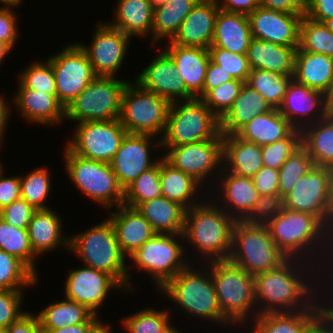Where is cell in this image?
Listing matches in <instances>:
<instances>
[{
	"instance_id": "obj_18",
	"label": "cell",
	"mask_w": 333,
	"mask_h": 333,
	"mask_svg": "<svg viewBox=\"0 0 333 333\" xmlns=\"http://www.w3.org/2000/svg\"><path fill=\"white\" fill-rule=\"evenodd\" d=\"M63 297L86 306L95 315L104 307L110 290L124 288L109 274L83 266L71 268L64 281Z\"/></svg>"
},
{
	"instance_id": "obj_35",
	"label": "cell",
	"mask_w": 333,
	"mask_h": 333,
	"mask_svg": "<svg viewBox=\"0 0 333 333\" xmlns=\"http://www.w3.org/2000/svg\"><path fill=\"white\" fill-rule=\"evenodd\" d=\"M272 109L264 97L244 83L233 105L220 119V133L223 136L235 135L254 117Z\"/></svg>"
},
{
	"instance_id": "obj_23",
	"label": "cell",
	"mask_w": 333,
	"mask_h": 333,
	"mask_svg": "<svg viewBox=\"0 0 333 333\" xmlns=\"http://www.w3.org/2000/svg\"><path fill=\"white\" fill-rule=\"evenodd\" d=\"M305 13H283L257 7L248 14L253 38L288 47H299V24Z\"/></svg>"
},
{
	"instance_id": "obj_15",
	"label": "cell",
	"mask_w": 333,
	"mask_h": 333,
	"mask_svg": "<svg viewBox=\"0 0 333 333\" xmlns=\"http://www.w3.org/2000/svg\"><path fill=\"white\" fill-rule=\"evenodd\" d=\"M47 59L55 75L57 98L64 108L97 77L86 52L77 42L66 45Z\"/></svg>"
},
{
	"instance_id": "obj_44",
	"label": "cell",
	"mask_w": 333,
	"mask_h": 333,
	"mask_svg": "<svg viewBox=\"0 0 333 333\" xmlns=\"http://www.w3.org/2000/svg\"><path fill=\"white\" fill-rule=\"evenodd\" d=\"M39 278L18 258L0 250V290L38 286Z\"/></svg>"
},
{
	"instance_id": "obj_45",
	"label": "cell",
	"mask_w": 333,
	"mask_h": 333,
	"mask_svg": "<svg viewBox=\"0 0 333 333\" xmlns=\"http://www.w3.org/2000/svg\"><path fill=\"white\" fill-rule=\"evenodd\" d=\"M47 167L31 169L26 175H20L21 198L26 200L35 209H48L46 204L51 194V174Z\"/></svg>"
},
{
	"instance_id": "obj_49",
	"label": "cell",
	"mask_w": 333,
	"mask_h": 333,
	"mask_svg": "<svg viewBox=\"0 0 333 333\" xmlns=\"http://www.w3.org/2000/svg\"><path fill=\"white\" fill-rule=\"evenodd\" d=\"M17 88H30L46 94H57L52 64L48 59L31 62L18 73Z\"/></svg>"
},
{
	"instance_id": "obj_38",
	"label": "cell",
	"mask_w": 333,
	"mask_h": 333,
	"mask_svg": "<svg viewBox=\"0 0 333 333\" xmlns=\"http://www.w3.org/2000/svg\"><path fill=\"white\" fill-rule=\"evenodd\" d=\"M295 127L279 112L272 109L247 122L235 135L240 139L264 146L287 137Z\"/></svg>"
},
{
	"instance_id": "obj_17",
	"label": "cell",
	"mask_w": 333,
	"mask_h": 333,
	"mask_svg": "<svg viewBox=\"0 0 333 333\" xmlns=\"http://www.w3.org/2000/svg\"><path fill=\"white\" fill-rule=\"evenodd\" d=\"M155 137L149 134L127 133L123 138L118 151L110 162V166L123 189L128 187L143 172L155 166L162 157V155L151 157V152L155 151V148L161 151V139Z\"/></svg>"
},
{
	"instance_id": "obj_54",
	"label": "cell",
	"mask_w": 333,
	"mask_h": 333,
	"mask_svg": "<svg viewBox=\"0 0 333 333\" xmlns=\"http://www.w3.org/2000/svg\"><path fill=\"white\" fill-rule=\"evenodd\" d=\"M284 209L280 194L260 195L250 215L244 220L248 224L266 225Z\"/></svg>"
},
{
	"instance_id": "obj_24",
	"label": "cell",
	"mask_w": 333,
	"mask_h": 333,
	"mask_svg": "<svg viewBox=\"0 0 333 333\" xmlns=\"http://www.w3.org/2000/svg\"><path fill=\"white\" fill-rule=\"evenodd\" d=\"M219 7L214 0H199L167 44L209 48Z\"/></svg>"
},
{
	"instance_id": "obj_73",
	"label": "cell",
	"mask_w": 333,
	"mask_h": 333,
	"mask_svg": "<svg viewBox=\"0 0 333 333\" xmlns=\"http://www.w3.org/2000/svg\"><path fill=\"white\" fill-rule=\"evenodd\" d=\"M24 0H0V7L13 8L19 7Z\"/></svg>"
},
{
	"instance_id": "obj_66",
	"label": "cell",
	"mask_w": 333,
	"mask_h": 333,
	"mask_svg": "<svg viewBox=\"0 0 333 333\" xmlns=\"http://www.w3.org/2000/svg\"><path fill=\"white\" fill-rule=\"evenodd\" d=\"M103 321L99 315H93L87 322L51 330L48 333H92Z\"/></svg>"
},
{
	"instance_id": "obj_40",
	"label": "cell",
	"mask_w": 333,
	"mask_h": 333,
	"mask_svg": "<svg viewBox=\"0 0 333 333\" xmlns=\"http://www.w3.org/2000/svg\"><path fill=\"white\" fill-rule=\"evenodd\" d=\"M301 145L315 166H333V120L328 116L301 130Z\"/></svg>"
},
{
	"instance_id": "obj_61",
	"label": "cell",
	"mask_w": 333,
	"mask_h": 333,
	"mask_svg": "<svg viewBox=\"0 0 333 333\" xmlns=\"http://www.w3.org/2000/svg\"><path fill=\"white\" fill-rule=\"evenodd\" d=\"M260 7L283 13H305L307 0H260Z\"/></svg>"
},
{
	"instance_id": "obj_29",
	"label": "cell",
	"mask_w": 333,
	"mask_h": 333,
	"mask_svg": "<svg viewBox=\"0 0 333 333\" xmlns=\"http://www.w3.org/2000/svg\"><path fill=\"white\" fill-rule=\"evenodd\" d=\"M61 218L52 208L38 209L34 212L27 230L31 248L38 258L41 259L45 253L57 248L64 247L69 250L70 236L63 234Z\"/></svg>"
},
{
	"instance_id": "obj_20",
	"label": "cell",
	"mask_w": 333,
	"mask_h": 333,
	"mask_svg": "<svg viewBox=\"0 0 333 333\" xmlns=\"http://www.w3.org/2000/svg\"><path fill=\"white\" fill-rule=\"evenodd\" d=\"M133 81L144 90L155 93L170 103L195 98L186 89L174 61L164 50L155 55Z\"/></svg>"
},
{
	"instance_id": "obj_80",
	"label": "cell",
	"mask_w": 333,
	"mask_h": 333,
	"mask_svg": "<svg viewBox=\"0 0 333 333\" xmlns=\"http://www.w3.org/2000/svg\"><path fill=\"white\" fill-rule=\"evenodd\" d=\"M0 147H2V146L0 145ZM3 166H4L3 162H2V160H0V176L5 172V168Z\"/></svg>"
},
{
	"instance_id": "obj_67",
	"label": "cell",
	"mask_w": 333,
	"mask_h": 333,
	"mask_svg": "<svg viewBox=\"0 0 333 333\" xmlns=\"http://www.w3.org/2000/svg\"><path fill=\"white\" fill-rule=\"evenodd\" d=\"M3 94L0 95V145L3 146L5 140V134L7 133L8 124L11 119V104L4 98ZM9 102V104L7 103Z\"/></svg>"
},
{
	"instance_id": "obj_11",
	"label": "cell",
	"mask_w": 333,
	"mask_h": 333,
	"mask_svg": "<svg viewBox=\"0 0 333 333\" xmlns=\"http://www.w3.org/2000/svg\"><path fill=\"white\" fill-rule=\"evenodd\" d=\"M118 78L97 76L65 108V119L75 123L119 119L129 80Z\"/></svg>"
},
{
	"instance_id": "obj_51",
	"label": "cell",
	"mask_w": 333,
	"mask_h": 333,
	"mask_svg": "<svg viewBox=\"0 0 333 333\" xmlns=\"http://www.w3.org/2000/svg\"><path fill=\"white\" fill-rule=\"evenodd\" d=\"M301 145V130L294 129L287 137L261 146L263 165L279 170L288 157Z\"/></svg>"
},
{
	"instance_id": "obj_53",
	"label": "cell",
	"mask_w": 333,
	"mask_h": 333,
	"mask_svg": "<svg viewBox=\"0 0 333 333\" xmlns=\"http://www.w3.org/2000/svg\"><path fill=\"white\" fill-rule=\"evenodd\" d=\"M210 60L230 73L233 79L246 82L251 68L246 54L233 53L219 47L210 46Z\"/></svg>"
},
{
	"instance_id": "obj_75",
	"label": "cell",
	"mask_w": 333,
	"mask_h": 333,
	"mask_svg": "<svg viewBox=\"0 0 333 333\" xmlns=\"http://www.w3.org/2000/svg\"><path fill=\"white\" fill-rule=\"evenodd\" d=\"M327 102V116L333 120V98H326Z\"/></svg>"
},
{
	"instance_id": "obj_58",
	"label": "cell",
	"mask_w": 333,
	"mask_h": 333,
	"mask_svg": "<svg viewBox=\"0 0 333 333\" xmlns=\"http://www.w3.org/2000/svg\"><path fill=\"white\" fill-rule=\"evenodd\" d=\"M252 180L260 195L279 194V170L263 166Z\"/></svg>"
},
{
	"instance_id": "obj_10",
	"label": "cell",
	"mask_w": 333,
	"mask_h": 333,
	"mask_svg": "<svg viewBox=\"0 0 333 333\" xmlns=\"http://www.w3.org/2000/svg\"><path fill=\"white\" fill-rule=\"evenodd\" d=\"M286 259L271 238L267 225L235 221L230 262L256 276L277 268Z\"/></svg>"
},
{
	"instance_id": "obj_31",
	"label": "cell",
	"mask_w": 333,
	"mask_h": 333,
	"mask_svg": "<svg viewBox=\"0 0 333 333\" xmlns=\"http://www.w3.org/2000/svg\"><path fill=\"white\" fill-rule=\"evenodd\" d=\"M252 39L246 14L227 12L219 8L211 46L246 54Z\"/></svg>"
},
{
	"instance_id": "obj_74",
	"label": "cell",
	"mask_w": 333,
	"mask_h": 333,
	"mask_svg": "<svg viewBox=\"0 0 333 333\" xmlns=\"http://www.w3.org/2000/svg\"><path fill=\"white\" fill-rule=\"evenodd\" d=\"M112 325L102 321L92 333H113L111 332Z\"/></svg>"
},
{
	"instance_id": "obj_33",
	"label": "cell",
	"mask_w": 333,
	"mask_h": 333,
	"mask_svg": "<svg viewBox=\"0 0 333 333\" xmlns=\"http://www.w3.org/2000/svg\"><path fill=\"white\" fill-rule=\"evenodd\" d=\"M292 78L327 95L333 83V57L303 51L298 47Z\"/></svg>"
},
{
	"instance_id": "obj_68",
	"label": "cell",
	"mask_w": 333,
	"mask_h": 333,
	"mask_svg": "<svg viewBox=\"0 0 333 333\" xmlns=\"http://www.w3.org/2000/svg\"><path fill=\"white\" fill-rule=\"evenodd\" d=\"M311 333H333V317L326 310L317 318Z\"/></svg>"
},
{
	"instance_id": "obj_76",
	"label": "cell",
	"mask_w": 333,
	"mask_h": 333,
	"mask_svg": "<svg viewBox=\"0 0 333 333\" xmlns=\"http://www.w3.org/2000/svg\"><path fill=\"white\" fill-rule=\"evenodd\" d=\"M173 323L163 333H182Z\"/></svg>"
},
{
	"instance_id": "obj_43",
	"label": "cell",
	"mask_w": 333,
	"mask_h": 333,
	"mask_svg": "<svg viewBox=\"0 0 333 333\" xmlns=\"http://www.w3.org/2000/svg\"><path fill=\"white\" fill-rule=\"evenodd\" d=\"M292 77L263 69H251L245 83L264 97L272 108L278 109Z\"/></svg>"
},
{
	"instance_id": "obj_30",
	"label": "cell",
	"mask_w": 333,
	"mask_h": 333,
	"mask_svg": "<svg viewBox=\"0 0 333 333\" xmlns=\"http://www.w3.org/2000/svg\"><path fill=\"white\" fill-rule=\"evenodd\" d=\"M160 185L162 196L181 204L186 209L200 204L201 199L204 200L208 194L207 191L204 193V187L192 176L176 169L163 157L160 158ZM199 195L201 199H198Z\"/></svg>"
},
{
	"instance_id": "obj_63",
	"label": "cell",
	"mask_w": 333,
	"mask_h": 333,
	"mask_svg": "<svg viewBox=\"0 0 333 333\" xmlns=\"http://www.w3.org/2000/svg\"><path fill=\"white\" fill-rule=\"evenodd\" d=\"M34 312H26L21 315L8 330L10 333H42L38 316Z\"/></svg>"
},
{
	"instance_id": "obj_12",
	"label": "cell",
	"mask_w": 333,
	"mask_h": 333,
	"mask_svg": "<svg viewBox=\"0 0 333 333\" xmlns=\"http://www.w3.org/2000/svg\"><path fill=\"white\" fill-rule=\"evenodd\" d=\"M131 81L122 95L121 125L127 133L149 134L161 139L167 126L170 102Z\"/></svg>"
},
{
	"instance_id": "obj_50",
	"label": "cell",
	"mask_w": 333,
	"mask_h": 333,
	"mask_svg": "<svg viewBox=\"0 0 333 333\" xmlns=\"http://www.w3.org/2000/svg\"><path fill=\"white\" fill-rule=\"evenodd\" d=\"M314 166L308 151L300 145L279 169V194L284 197Z\"/></svg>"
},
{
	"instance_id": "obj_6",
	"label": "cell",
	"mask_w": 333,
	"mask_h": 333,
	"mask_svg": "<svg viewBox=\"0 0 333 333\" xmlns=\"http://www.w3.org/2000/svg\"><path fill=\"white\" fill-rule=\"evenodd\" d=\"M208 268L222 314L238 329L246 327L257 316L254 276L229 260L208 262Z\"/></svg>"
},
{
	"instance_id": "obj_2",
	"label": "cell",
	"mask_w": 333,
	"mask_h": 333,
	"mask_svg": "<svg viewBox=\"0 0 333 333\" xmlns=\"http://www.w3.org/2000/svg\"><path fill=\"white\" fill-rule=\"evenodd\" d=\"M207 198L186 210L183 232L186 250L195 249L192 252L195 251V256L199 255L200 259L198 261L197 257H193L195 262L228 260L232 249L235 220L210 196Z\"/></svg>"
},
{
	"instance_id": "obj_42",
	"label": "cell",
	"mask_w": 333,
	"mask_h": 333,
	"mask_svg": "<svg viewBox=\"0 0 333 333\" xmlns=\"http://www.w3.org/2000/svg\"><path fill=\"white\" fill-rule=\"evenodd\" d=\"M0 250L21 260L38 278L36 260L38 258L30 245L28 230L8 224L0 217Z\"/></svg>"
},
{
	"instance_id": "obj_46",
	"label": "cell",
	"mask_w": 333,
	"mask_h": 333,
	"mask_svg": "<svg viewBox=\"0 0 333 333\" xmlns=\"http://www.w3.org/2000/svg\"><path fill=\"white\" fill-rule=\"evenodd\" d=\"M299 48L333 57V32L323 23L303 15L299 24Z\"/></svg>"
},
{
	"instance_id": "obj_36",
	"label": "cell",
	"mask_w": 333,
	"mask_h": 333,
	"mask_svg": "<svg viewBox=\"0 0 333 333\" xmlns=\"http://www.w3.org/2000/svg\"><path fill=\"white\" fill-rule=\"evenodd\" d=\"M153 0H118L111 26L130 37H151L153 24Z\"/></svg>"
},
{
	"instance_id": "obj_21",
	"label": "cell",
	"mask_w": 333,
	"mask_h": 333,
	"mask_svg": "<svg viewBox=\"0 0 333 333\" xmlns=\"http://www.w3.org/2000/svg\"><path fill=\"white\" fill-rule=\"evenodd\" d=\"M328 182V168L314 166L283 197L284 207L293 211L313 214L325 224L328 217Z\"/></svg>"
},
{
	"instance_id": "obj_48",
	"label": "cell",
	"mask_w": 333,
	"mask_h": 333,
	"mask_svg": "<svg viewBox=\"0 0 333 333\" xmlns=\"http://www.w3.org/2000/svg\"><path fill=\"white\" fill-rule=\"evenodd\" d=\"M171 315L168 309L155 310L145 307L121 319L127 333H163L171 325Z\"/></svg>"
},
{
	"instance_id": "obj_39",
	"label": "cell",
	"mask_w": 333,
	"mask_h": 333,
	"mask_svg": "<svg viewBox=\"0 0 333 333\" xmlns=\"http://www.w3.org/2000/svg\"><path fill=\"white\" fill-rule=\"evenodd\" d=\"M198 1L171 0L165 4H154L151 47H157L161 40L170 41Z\"/></svg>"
},
{
	"instance_id": "obj_37",
	"label": "cell",
	"mask_w": 333,
	"mask_h": 333,
	"mask_svg": "<svg viewBox=\"0 0 333 333\" xmlns=\"http://www.w3.org/2000/svg\"><path fill=\"white\" fill-rule=\"evenodd\" d=\"M137 209L157 233L183 234L186 208L160 196L141 203Z\"/></svg>"
},
{
	"instance_id": "obj_4",
	"label": "cell",
	"mask_w": 333,
	"mask_h": 333,
	"mask_svg": "<svg viewBox=\"0 0 333 333\" xmlns=\"http://www.w3.org/2000/svg\"><path fill=\"white\" fill-rule=\"evenodd\" d=\"M266 225L271 238L287 258L302 259L320 269L327 252L325 224L317 216L284 207Z\"/></svg>"
},
{
	"instance_id": "obj_59",
	"label": "cell",
	"mask_w": 333,
	"mask_h": 333,
	"mask_svg": "<svg viewBox=\"0 0 333 333\" xmlns=\"http://www.w3.org/2000/svg\"><path fill=\"white\" fill-rule=\"evenodd\" d=\"M21 197L20 174L0 176V210Z\"/></svg>"
},
{
	"instance_id": "obj_5",
	"label": "cell",
	"mask_w": 333,
	"mask_h": 333,
	"mask_svg": "<svg viewBox=\"0 0 333 333\" xmlns=\"http://www.w3.org/2000/svg\"><path fill=\"white\" fill-rule=\"evenodd\" d=\"M69 252L83 265L111 275L125 292L136 290L135 284L130 281L133 274L128 273L132 269L126 264L129 259L123 254L108 218L85 231L70 235Z\"/></svg>"
},
{
	"instance_id": "obj_25",
	"label": "cell",
	"mask_w": 333,
	"mask_h": 333,
	"mask_svg": "<svg viewBox=\"0 0 333 333\" xmlns=\"http://www.w3.org/2000/svg\"><path fill=\"white\" fill-rule=\"evenodd\" d=\"M324 311L323 298L320 296L309 309L260 314L253 319L254 322L248 323L251 326L245 328H250L249 333H311L317 318Z\"/></svg>"
},
{
	"instance_id": "obj_56",
	"label": "cell",
	"mask_w": 333,
	"mask_h": 333,
	"mask_svg": "<svg viewBox=\"0 0 333 333\" xmlns=\"http://www.w3.org/2000/svg\"><path fill=\"white\" fill-rule=\"evenodd\" d=\"M35 209L23 198H19L0 210V217L8 224L20 229H27Z\"/></svg>"
},
{
	"instance_id": "obj_55",
	"label": "cell",
	"mask_w": 333,
	"mask_h": 333,
	"mask_svg": "<svg viewBox=\"0 0 333 333\" xmlns=\"http://www.w3.org/2000/svg\"><path fill=\"white\" fill-rule=\"evenodd\" d=\"M24 290H0V326L8 328L26 311L22 310Z\"/></svg>"
},
{
	"instance_id": "obj_9",
	"label": "cell",
	"mask_w": 333,
	"mask_h": 333,
	"mask_svg": "<svg viewBox=\"0 0 333 333\" xmlns=\"http://www.w3.org/2000/svg\"><path fill=\"white\" fill-rule=\"evenodd\" d=\"M220 134V119L200 98L170 103L161 147H174L214 139Z\"/></svg>"
},
{
	"instance_id": "obj_28",
	"label": "cell",
	"mask_w": 333,
	"mask_h": 333,
	"mask_svg": "<svg viewBox=\"0 0 333 333\" xmlns=\"http://www.w3.org/2000/svg\"><path fill=\"white\" fill-rule=\"evenodd\" d=\"M163 50L174 61L186 89L197 98H203V85L210 61L208 48L165 44Z\"/></svg>"
},
{
	"instance_id": "obj_7",
	"label": "cell",
	"mask_w": 333,
	"mask_h": 333,
	"mask_svg": "<svg viewBox=\"0 0 333 333\" xmlns=\"http://www.w3.org/2000/svg\"><path fill=\"white\" fill-rule=\"evenodd\" d=\"M64 170L74 187L84 197L102 205L107 211L118 207L124 201V189L119 184L110 163L87 159L63 148Z\"/></svg>"
},
{
	"instance_id": "obj_72",
	"label": "cell",
	"mask_w": 333,
	"mask_h": 333,
	"mask_svg": "<svg viewBox=\"0 0 333 333\" xmlns=\"http://www.w3.org/2000/svg\"><path fill=\"white\" fill-rule=\"evenodd\" d=\"M12 50L13 49L7 43L0 41V64L3 63L2 61H4Z\"/></svg>"
},
{
	"instance_id": "obj_62",
	"label": "cell",
	"mask_w": 333,
	"mask_h": 333,
	"mask_svg": "<svg viewBox=\"0 0 333 333\" xmlns=\"http://www.w3.org/2000/svg\"><path fill=\"white\" fill-rule=\"evenodd\" d=\"M233 80V77L230 73H226L222 67L209 61L207 72L205 75V81L203 85V97L213 88L218 87L219 85Z\"/></svg>"
},
{
	"instance_id": "obj_52",
	"label": "cell",
	"mask_w": 333,
	"mask_h": 333,
	"mask_svg": "<svg viewBox=\"0 0 333 333\" xmlns=\"http://www.w3.org/2000/svg\"><path fill=\"white\" fill-rule=\"evenodd\" d=\"M245 82L233 79L211 89L202 100L221 119L231 108Z\"/></svg>"
},
{
	"instance_id": "obj_79",
	"label": "cell",
	"mask_w": 333,
	"mask_h": 333,
	"mask_svg": "<svg viewBox=\"0 0 333 333\" xmlns=\"http://www.w3.org/2000/svg\"><path fill=\"white\" fill-rule=\"evenodd\" d=\"M326 98H333V83H332L330 91L326 95Z\"/></svg>"
},
{
	"instance_id": "obj_64",
	"label": "cell",
	"mask_w": 333,
	"mask_h": 333,
	"mask_svg": "<svg viewBox=\"0 0 333 333\" xmlns=\"http://www.w3.org/2000/svg\"><path fill=\"white\" fill-rule=\"evenodd\" d=\"M218 7L227 12L250 14L260 6V0H214Z\"/></svg>"
},
{
	"instance_id": "obj_1",
	"label": "cell",
	"mask_w": 333,
	"mask_h": 333,
	"mask_svg": "<svg viewBox=\"0 0 333 333\" xmlns=\"http://www.w3.org/2000/svg\"><path fill=\"white\" fill-rule=\"evenodd\" d=\"M319 272L313 263L287 258L254 276L257 315L309 309L322 295Z\"/></svg>"
},
{
	"instance_id": "obj_32",
	"label": "cell",
	"mask_w": 333,
	"mask_h": 333,
	"mask_svg": "<svg viewBox=\"0 0 333 333\" xmlns=\"http://www.w3.org/2000/svg\"><path fill=\"white\" fill-rule=\"evenodd\" d=\"M297 48L253 38L246 56L251 69H263L281 75H293Z\"/></svg>"
},
{
	"instance_id": "obj_77",
	"label": "cell",
	"mask_w": 333,
	"mask_h": 333,
	"mask_svg": "<svg viewBox=\"0 0 333 333\" xmlns=\"http://www.w3.org/2000/svg\"><path fill=\"white\" fill-rule=\"evenodd\" d=\"M323 24L333 32V18L327 19Z\"/></svg>"
},
{
	"instance_id": "obj_19",
	"label": "cell",
	"mask_w": 333,
	"mask_h": 333,
	"mask_svg": "<svg viewBox=\"0 0 333 333\" xmlns=\"http://www.w3.org/2000/svg\"><path fill=\"white\" fill-rule=\"evenodd\" d=\"M217 180L209 189L208 196L211 195V199L216 200L215 203L235 221H244L260 196L252 178L237 176L222 169Z\"/></svg>"
},
{
	"instance_id": "obj_14",
	"label": "cell",
	"mask_w": 333,
	"mask_h": 333,
	"mask_svg": "<svg viewBox=\"0 0 333 333\" xmlns=\"http://www.w3.org/2000/svg\"><path fill=\"white\" fill-rule=\"evenodd\" d=\"M75 125L73 137L65 146L76 155L105 163L111 162L127 134L119 119Z\"/></svg>"
},
{
	"instance_id": "obj_22",
	"label": "cell",
	"mask_w": 333,
	"mask_h": 333,
	"mask_svg": "<svg viewBox=\"0 0 333 333\" xmlns=\"http://www.w3.org/2000/svg\"><path fill=\"white\" fill-rule=\"evenodd\" d=\"M278 110L296 129L302 130L327 116L326 95L292 78Z\"/></svg>"
},
{
	"instance_id": "obj_13",
	"label": "cell",
	"mask_w": 333,
	"mask_h": 333,
	"mask_svg": "<svg viewBox=\"0 0 333 333\" xmlns=\"http://www.w3.org/2000/svg\"><path fill=\"white\" fill-rule=\"evenodd\" d=\"M161 150L166 151H163L162 157L168 163L192 176L203 187L206 185L204 189L208 192L222 172L223 135L221 133L214 139L174 147H161Z\"/></svg>"
},
{
	"instance_id": "obj_34",
	"label": "cell",
	"mask_w": 333,
	"mask_h": 333,
	"mask_svg": "<svg viewBox=\"0 0 333 333\" xmlns=\"http://www.w3.org/2000/svg\"><path fill=\"white\" fill-rule=\"evenodd\" d=\"M261 146L236 135L223 136V169L242 177H254L263 167Z\"/></svg>"
},
{
	"instance_id": "obj_47",
	"label": "cell",
	"mask_w": 333,
	"mask_h": 333,
	"mask_svg": "<svg viewBox=\"0 0 333 333\" xmlns=\"http://www.w3.org/2000/svg\"><path fill=\"white\" fill-rule=\"evenodd\" d=\"M162 196L160 185V160L143 172L128 187L124 189L123 204L137 208L141 203Z\"/></svg>"
},
{
	"instance_id": "obj_78",
	"label": "cell",
	"mask_w": 333,
	"mask_h": 333,
	"mask_svg": "<svg viewBox=\"0 0 333 333\" xmlns=\"http://www.w3.org/2000/svg\"><path fill=\"white\" fill-rule=\"evenodd\" d=\"M171 0H153L154 4H165L169 3Z\"/></svg>"
},
{
	"instance_id": "obj_60",
	"label": "cell",
	"mask_w": 333,
	"mask_h": 333,
	"mask_svg": "<svg viewBox=\"0 0 333 333\" xmlns=\"http://www.w3.org/2000/svg\"><path fill=\"white\" fill-rule=\"evenodd\" d=\"M305 16L320 23L333 18V0H307Z\"/></svg>"
},
{
	"instance_id": "obj_3",
	"label": "cell",
	"mask_w": 333,
	"mask_h": 333,
	"mask_svg": "<svg viewBox=\"0 0 333 333\" xmlns=\"http://www.w3.org/2000/svg\"><path fill=\"white\" fill-rule=\"evenodd\" d=\"M193 264L171 278L158 293L163 292L184 315L187 313L195 319H203V322L207 320L233 330L235 326L221 312L208 262L197 268Z\"/></svg>"
},
{
	"instance_id": "obj_26",
	"label": "cell",
	"mask_w": 333,
	"mask_h": 333,
	"mask_svg": "<svg viewBox=\"0 0 333 333\" xmlns=\"http://www.w3.org/2000/svg\"><path fill=\"white\" fill-rule=\"evenodd\" d=\"M11 99L16 112L27 123L48 127L61 124L65 120V108L59 102L57 94H46L30 88H17Z\"/></svg>"
},
{
	"instance_id": "obj_41",
	"label": "cell",
	"mask_w": 333,
	"mask_h": 333,
	"mask_svg": "<svg viewBox=\"0 0 333 333\" xmlns=\"http://www.w3.org/2000/svg\"><path fill=\"white\" fill-rule=\"evenodd\" d=\"M44 307L39 313H36L42 333L85 323L94 315L86 306L65 298L58 302H50L48 306Z\"/></svg>"
},
{
	"instance_id": "obj_70",
	"label": "cell",
	"mask_w": 333,
	"mask_h": 333,
	"mask_svg": "<svg viewBox=\"0 0 333 333\" xmlns=\"http://www.w3.org/2000/svg\"><path fill=\"white\" fill-rule=\"evenodd\" d=\"M329 182H328V196H327V208L328 214L333 211V166L328 168Z\"/></svg>"
},
{
	"instance_id": "obj_8",
	"label": "cell",
	"mask_w": 333,
	"mask_h": 333,
	"mask_svg": "<svg viewBox=\"0 0 333 333\" xmlns=\"http://www.w3.org/2000/svg\"><path fill=\"white\" fill-rule=\"evenodd\" d=\"M188 254L183 234L156 233L129 257L128 263L137 268L134 273H147L159 291L190 264Z\"/></svg>"
},
{
	"instance_id": "obj_16",
	"label": "cell",
	"mask_w": 333,
	"mask_h": 333,
	"mask_svg": "<svg viewBox=\"0 0 333 333\" xmlns=\"http://www.w3.org/2000/svg\"><path fill=\"white\" fill-rule=\"evenodd\" d=\"M89 46L78 43L86 52L97 76L116 77L130 48V37L107 21L97 22Z\"/></svg>"
},
{
	"instance_id": "obj_57",
	"label": "cell",
	"mask_w": 333,
	"mask_h": 333,
	"mask_svg": "<svg viewBox=\"0 0 333 333\" xmlns=\"http://www.w3.org/2000/svg\"><path fill=\"white\" fill-rule=\"evenodd\" d=\"M17 18L13 8L0 7V41L7 43L12 49L20 34Z\"/></svg>"
},
{
	"instance_id": "obj_27",
	"label": "cell",
	"mask_w": 333,
	"mask_h": 333,
	"mask_svg": "<svg viewBox=\"0 0 333 333\" xmlns=\"http://www.w3.org/2000/svg\"><path fill=\"white\" fill-rule=\"evenodd\" d=\"M116 209L115 212L110 210L107 218L113 225L123 254L129 258L157 232L137 208L122 204Z\"/></svg>"
},
{
	"instance_id": "obj_69",
	"label": "cell",
	"mask_w": 333,
	"mask_h": 333,
	"mask_svg": "<svg viewBox=\"0 0 333 333\" xmlns=\"http://www.w3.org/2000/svg\"><path fill=\"white\" fill-rule=\"evenodd\" d=\"M325 246L326 252L333 246V211L328 214L325 222Z\"/></svg>"
},
{
	"instance_id": "obj_65",
	"label": "cell",
	"mask_w": 333,
	"mask_h": 333,
	"mask_svg": "<svg viewBox=\"0 0 333 333\" xmlns=\"http://www.w3.org/2000/svg\"><path fill=\"white\" fill-rule=\"evenodd\" d=\"M319 273H320V288L322 287L321 291H327V290L332 291L333 290V285H331V284H333V246L327 251L326 257L324 259L323 264L320 267V272ZM321 284H323V285H321Z\"/></svg>"
},
{
	"instance_id": "obj_71",
	"label": "cell",
	"mask_w": 333,
	"mask_h": 333,
	"mask_svg": "<svg viewBox=\"0 0 333 333\" xmlns=\"http://www.w3.org/2000/svg\"><path fill=\"white\" fill-rule=\"evenodd\" d=\"M322 292V298L325 306V310L333 317V290L330 291H321ZM328 295V297H327ZM326 297V299H325ZM332 303V304H331Z\"/></svg>"
}]
</instances>
